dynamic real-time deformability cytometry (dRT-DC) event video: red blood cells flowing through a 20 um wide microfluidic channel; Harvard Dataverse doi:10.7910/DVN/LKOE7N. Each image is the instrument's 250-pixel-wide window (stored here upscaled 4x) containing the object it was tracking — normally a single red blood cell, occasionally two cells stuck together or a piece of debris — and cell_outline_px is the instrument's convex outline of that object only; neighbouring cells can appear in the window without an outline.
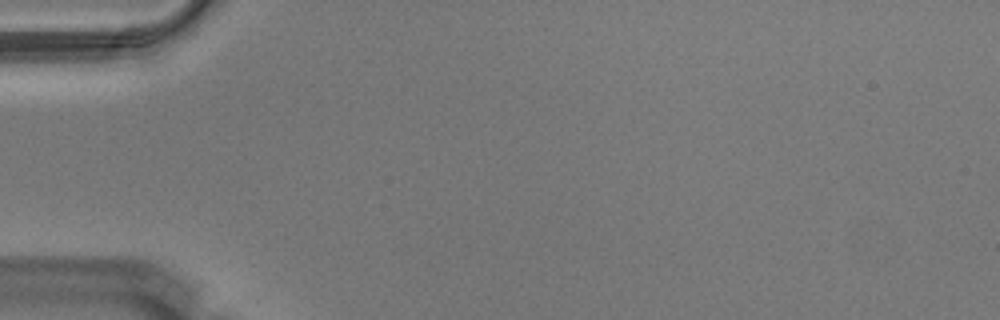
{"species": "Egyptian fruit bat (a non-hibernating species)", "species_latin": "Rousettus aegyptiacus", "temperature_condition": "warm", "stored_images_in_passage": 2, "camera_frame_rate_fps": 3000, "um_per_image_px": 0.085, "animal": {"sex": "male"}, "frame": {"image": 1, "passage_image": 1, "time_ms": 0.0, "image_size_px": [1000, 320], "cell_outline_px": [[268, 16], [264, 28], [248, 48], [192, 88], [180, 88], [180, 84], [200, 64], [220, 48], [252, 24]], "centroid_in_image_um": [19.1, 4.63], "position_along_channel_um": 65.9, "area_um2": 10.75}}